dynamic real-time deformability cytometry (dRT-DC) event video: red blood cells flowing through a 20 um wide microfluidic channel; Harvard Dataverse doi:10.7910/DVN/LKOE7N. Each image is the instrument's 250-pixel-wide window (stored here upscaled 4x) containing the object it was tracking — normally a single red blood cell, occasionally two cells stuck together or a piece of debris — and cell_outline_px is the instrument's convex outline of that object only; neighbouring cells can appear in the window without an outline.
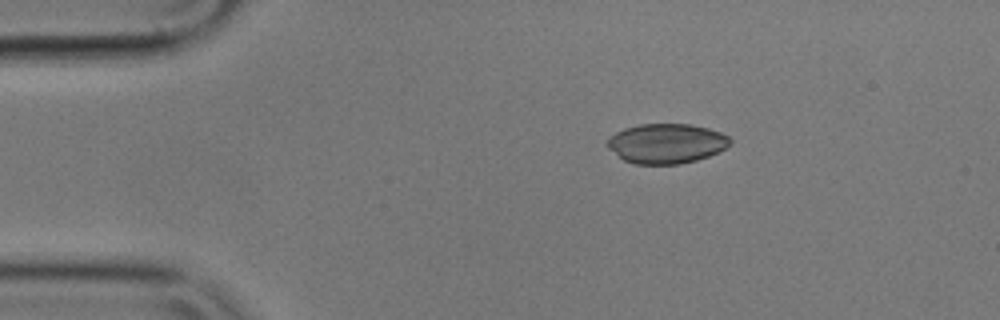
{"species": "common noctule bat (a hibernating species)", "species_latin": "Nyctalus noctula", "temperature_condition": "cold", "stored_images_in_passage": 44, "camera_frame_rate_fps": 3000, "um_per_image_px": 0.085, "animal": {"sex": "male", "body_mass_g": 17.9}, "frame": {"image": 1, "passage_image": 1, "time_ms": 0.0, "image_size_px": [1000, 320], "cell_outline_px": [[732, 144], [708, 156], [696, 160], [680, 164], [632, 164], [624, 160], [608, 148], [608, 136], [624, 128], [640, 124], [692, 124], [708, 128], [720, 132], [728, 136], [732, 140]], "centroid_in_image_um": [56.64, 12.19], "position_along_channel_um": 28.4, "area_um2": 28.5}}
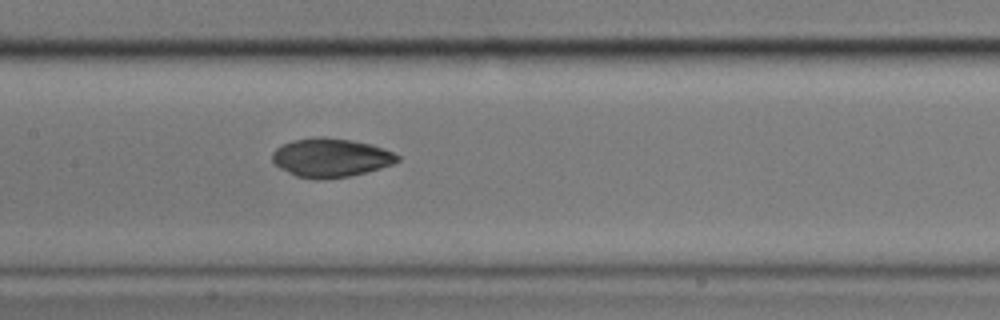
{"frame": {"image": 2, "passage_image": 18, "time_ms": 5.667, "image_size_px": [1000, 320], "cell_outline_px": [[400, 160], [392, 164], [380, 168], [348, 176], [316, 180], [296, 176], [280, 168], [272, 160], [272, 152], [276, 148], [292, 140], [320, 136], [352, 140], [372, 144], [384, 148], [400, 156]], "centroid_in_image_um": [28.11, 13.39], "position_along_channel_um": 179.3, "area_um2": 28.21}}
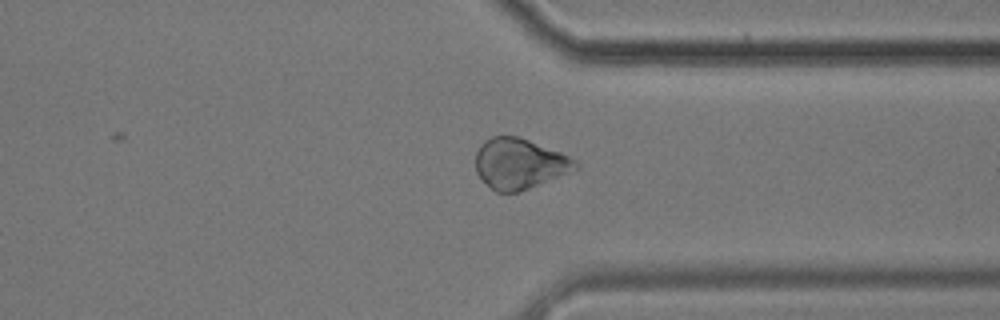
{"frame": {"image": 3, "passage_image": 34, "time_ms": 11.0, "image_size_px": [1000, 320], "cell_outline_px": [[580, 168], [520, 192], [496, 192], [476, 172], [476, 152], [480, 144], [484, 140], [492, 136], [516, 136], [528, 140], [560, 152], [576, 160], [580, 164]], "centroid_in_image_um": [44.17, 13.91], "position_along_channel_um": 367.2, "area_um2": 29.25}, "authors_computed_cell_mechanics": {"area_um2": 28.1775, "velocity_mm_per_s": 3.5423, "shape_relaxation_time_tau1_ms": 9.0793, "shape_relaxation_time_tau2_ms": 2.5029, "deformation_change_tau1": 0.1653, "deformation_change_tau2": 0.0529}}